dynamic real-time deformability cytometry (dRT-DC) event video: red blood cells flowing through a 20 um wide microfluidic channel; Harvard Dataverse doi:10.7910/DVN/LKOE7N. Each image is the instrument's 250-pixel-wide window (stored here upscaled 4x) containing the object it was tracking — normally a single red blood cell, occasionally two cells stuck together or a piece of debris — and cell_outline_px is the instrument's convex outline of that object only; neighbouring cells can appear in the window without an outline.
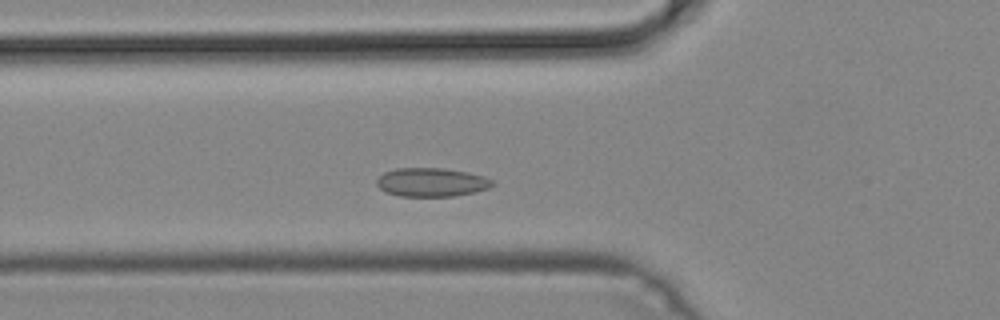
{"species": "common noctule bat (a hibernating species)", "species_latin": "Nyctalus noctula", "temperature_condition": "cold", "stored_images_in_passage": 43, "camera_frame_rate_fps": 3000, "um_per_image_px": 0.085, "animal": {"sex": "male", "body_mass_g": 19.2, "forearm_length_mm": 51.8}, "frame": {"image": 1, "passage_image": 11, "time_ms": 3.333, "image_size_px": [1000, 320], "cell_outline_px": [[496, 184], [488, 188], [476, 192], [456, 196], [400, 196], [384, 192], [376, 184], [376, 180], [384, 172], [396, 168], [444, 168], [468, 172], [484, 176], [492, 180]], "centroid_in_image_um": [36.69, 15.49], "position_along_channel_um": 89.1, "area_um2": 19.54}}
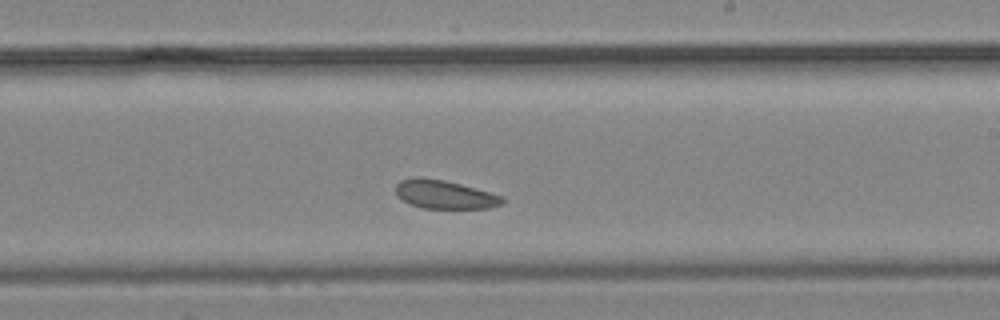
{"frame": {"image": 2, "passage_image": 23, "time_ms": 7.333, "image_size_px": [1000, 320], "cell_outline_px": [[504, 200], [500, 204], [488, 208], [424, 208], [408, 204], [400, 200], [396, 196], [396, 184], [400, 180], [416, 176], [420, 176], [444, 180], [460, 184], [504, 196]], "centroid_in_image_um": [37.72, 16.52], "position_along_channel_um": 251.3, "area_um2": 17.86}}
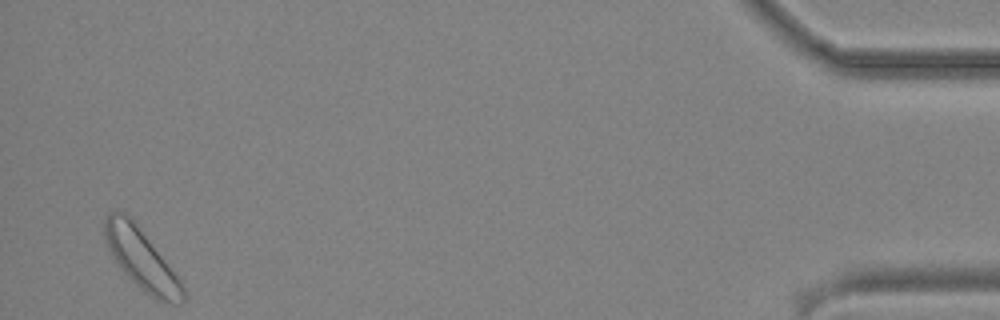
{"frame": {"image": 3, "passage_image": 42, "time_ms": 13.667, "image_size_px": [1000, 320], "cell_outline_px": [[184, 304], [172, 304], [156, 300], [144, 292], [120, 268], [112, 256], [104, 240], [104, 220], [108, 212], [124, 212], [132, 220], [176, 272], [184, 284]], "centroid_in_image_um": [12.05, 22.08], "position_along_channel_um": 423.2, "area_um2": 27.46}}